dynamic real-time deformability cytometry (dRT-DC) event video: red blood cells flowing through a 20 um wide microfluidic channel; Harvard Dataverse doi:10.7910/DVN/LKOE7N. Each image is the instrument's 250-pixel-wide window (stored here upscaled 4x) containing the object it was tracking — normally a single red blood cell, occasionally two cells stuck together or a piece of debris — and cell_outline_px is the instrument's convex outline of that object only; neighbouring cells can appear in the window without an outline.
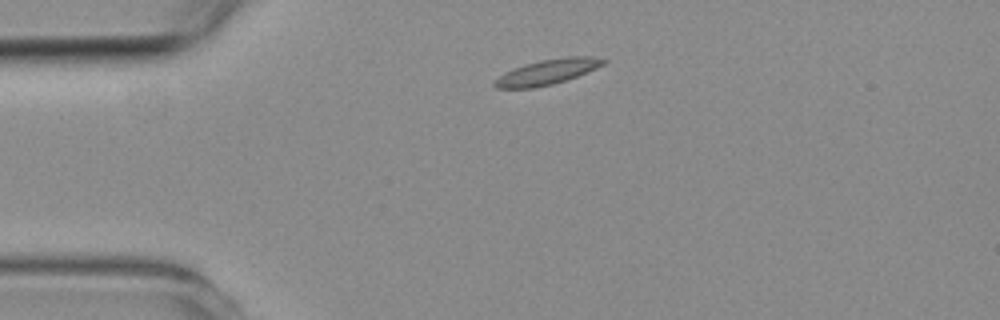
{"species": "common noctule bat (a hibernating species)", "species_latin": "Nyctalus noctula", "temperature_condition": "room temperature", "stored_images_in_passage": 2, "camera_frame_rate_fps": 3000, "um_per_image_px": 0.085, "animal": {"sex": "female", "body_mass_g": 19.3, "forearm_length_mm": 54.1}, "frame": {"image": 1, "passage_image": 1, "time_ms": 0.0, "image_size_px": [1000, 320], "cell_outline_px": [[608, 60], [604, 64], [596, 68], [576, 76], [552, 84], [532, 88], [496, 88], [492, 84], [504, 72], [512, 68], [524, 64], [540, 60], [564, 56], [592, 56]], "centroid_in_image_um": [46.51, 6.09], "position_along_channel_um": 38.5, "area_um2": 15.9}}